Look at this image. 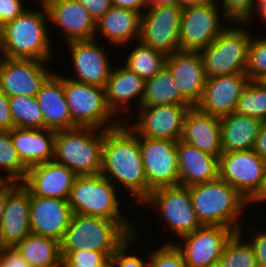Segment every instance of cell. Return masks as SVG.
<instances>
[{
    "instance_id": "ba28073f",
    "label": "cell",
    "mask_w": 266,
    "mask_h": 267,
    "mask_svg": "<svg viewBox=\"0 0 266 267\" xmlns=\"http://www.w3.org/2000/svg\"><path fill=\"white\" fill-rule=\"evenodd\" d=\"M63 89L72 122L76 127L108 130L125 122V119L113 117L115 115L106 103L105 88L82 83L65 75Z\"/></svg>"
},
{
    "instance_id": "60d3db41",
    "label": "cell",
    "mask_w": 266,
    "mask_h": 267,
    "mask_svg": "<svg viewBox=\"0 0 266 267\" xmlns=\"http://www.w3.org/2000/svg\"><path fill=\"white\" fill-rule=\"evenodd\" d=\"M138 237V232L131 235L110 257L109 267H148V259L144 261L137 255H132L128 251L130 245L136 242L135 239Z\"/></svg>"
},
{
    "instance_id": "7c38bea8",
    "label": "cell",
    "mask_w": 266,
    "mask_h": 267,
    "mask_svg": "<svg viewBox=\"0 0 266 267\" xmlns=\"http://www.w3.org/2000/svg\"><path fill=\"white\" fill-rule=\"evenodd\" d=\"M178 141L139 137L143 169L151 191L179 185Z\"/></svg>"
},
{
    "instance_id": "db71d44e",
    "label": "cell",
    "mask_w": 266,
    "mask_h": 267,
    "mask_svg": "<svg viewBox=\"0 0 266 267\" xmlns=\"http://www.w3.org/2000/svg\"><path fill=\"white\" fill-rule=\"evenodd\" d=\"M60 267H84V266H77V263L72 262L67 256H61Z\"/></svg>"
},
{
    "instance_id": "74e56055",
    "label": "cell",
    "mask_w": 266,
    "mask_h": 267,
    "mask_svg": "<svg viewBox=\"0 0 266 267\" xmlns=\"http://www.w3.org/2000/svg\"><path fill=\"white\" fill-rule=\"evenodd\" d=\"M266 73V38L252 37L248 49L246 74L250 81H256Z\"/></svg>"
},
{
    "instance_id": "d590c367",
    "label": "cell",
    "mask_w": 266,
    "mask_h": 267,
    "mask_svg": "<svg viewBox=\"0 0 266 267\" xmlns=\"http://www.w3.org/2000/svg\"><path fill=\"white\" fill-rule=\"evenodd\" d=\"M0 170L6 172L4 177L12 183H21L28 171L13 146L11 130L0 131ZM0 176L3 174L1 173Z\"/></svg>"
},
{
    "instance_id": "8992f818",
    "label": "cell",
    "mask_w": 266,
    "mask_h": 267,
    "mask_svg": "<svg viewBox=\"0 0 266 267\" xmlns=\"http://www.w3.org/2000/svg\"><path fill=\"white\" fill-rule=\"evenodd\" d=\"M129 237L116 221L73 213L60 241V251L92 250L111 257Z\"/></svg>"
},
{
    "instance_id": "83f0119b",
    "label": "cell",
    "mask_w": 266,
    "mask_h": 267,
    "mask_svg": "<svg viewBox=\"0 0 266 267\" xmlns=\"http://www.w3.org/2000/svg\"><path fill=\"white\" fill-rule=\"evenodd\" d=\"M144 88L145 80L125 65L117 69L112 67L105 86V95L106 103L115 117L120 111H125V113L127 111L128 113L131 110L129 102H133V99L137 100L138 98L137 109L141 107Z\"/></svg>"
},
{
    "instance_id": "6da1fadb",
    "label": "cell",
    "mask_w": 266,
    "mask_h": 267,
    "mask_svg": "<svg viewBox=\"0 0 266 267\" xmlns=\"http://www.w3.org/2000/svg\"><path fill=\"white\" fill-rule=\"evenodd\" d=\"M100 174L115 186L121 185L140 205L149 197L139 137L122 122L104 130Z\"/></svg>"
},
{
    "instance_id": "277c9868",
    "label": "cell",
    "mask_w": 266,
    "mask_h": 267,
    "mask_svg": "<svg viewBox=\"0 0 266 267\" xmlns=\"http://www.w3.org/2000/svg\"><path fill=\"white\" fill-rule=\"evenodd\" d=\"M116 188L101 174L76 176L68 203L73 213L116 221L130 236L134 235L138 228L120 212L122 209Z\"/></svg>"
},
{
    "instance_id": "7bdbcfd3",
    "label": "cell",
    "mask_w": 266,
    "mask_h": 267,
    "mask_svg": "<svg viewBox=\"0 0 266 267\" xmlns=\"http://www.w3.org/2000/svg\"><path fill=\"white\" fill-rule=\"evenodd\" d=\"M25 10L22 0H0V27L14 20Z\"/></svg>"
},
{
    "instance_id": "ee69618b",
    "label": "cell",
    "mask_w": 266,
    "mask_h": 267,
    "mask_svg": "<svg viewBox=\"0 0 266 267\" xmlns=\"http://www.w3.org/2000/svg\"><path fill=\"white\" fill-rule=\"evenodd\" d=\"M0 267H30V265L13 246H1Z\"/></svg>"
},
{
    "instance_id": "3957f363",
    "label": "cell",
    "mask_w": 266,
    "mask_h": 267,
    "mask_svg": "<svg viewBox=\"0 0 266 267\" xmlns=\"http://www.w3.org/2000/svg\"><path fill=\"white\" fill-rule=\"evenodd\" d=\"M188 188L193 209L202 225H220L236 233L243 229L241 214L245 212L248 200L232 185L218 177Z\"/></svg>"
},
{
    "instance_id": "f5cc1de1",
    "label": "cell",
    "mask_w": 266,
    "mask_h": 267,
    "mask_svg": "<svg viewBox=\"0 0 266 267\" xmlns=\"http://www.w3.org/2000/svg\"><path fill=\"white\" fill-rule=\"evenodd\" d=\"M180 0H151L149 5H179Z\"/></svg>"
},
{
    "instance_id": "4dcf8cb0",
    "label": "cell",
    "mask_w": 266,
    "mask_h": 267,
    "mask_svg": "<svg viewBox=\"0 0 266 267\" xmlns=\"http://www.w3.org/2000/svg\"><path fill=\"white\" fill-rule=\"evenodd\" d=\"M13 247L30 267H60V242L54 238L30 233Z\"/></svg>"
},
{
    "instance_id": "ffe728a7",
    "label": "cell",
    "mask_w": 266,
    "mask_h": 267,
    "mask_svg": "<svg viewBox=\"0 0 266 267\" xmlns=\"http://www.w3.org/2000/svg\"><path fill=\"white\" fill-rule=\"evenodd\" d=\"M76 174L54 160L28 168L21 184L31 196L68 200Z\"/></svg>"
},
{
    "instance_id": "9a60e30c",
    "label": "cell",
    "mask_w": 266,
    "mask_h": 267,
    "mask_svg": "<svg viewBox=\"0 0 266 267\" xmlns=\"http://www.w3.org/2000/svg\"><path fill=\"white\" fill-rule=\"evenodd\" d=\"M236 232L220 225H202L192 233L182 236L181 250L186 267H207L218 263L226 243Z\"/></svg>"
},
{
    "instance_id": "f6af8a7d",
    "label": "cell",
    "mask_w": 266,
    "mask_h": 267,
    "mask_svg": "<svg viewBox=\"0 0 266 267\" xmlns=\"http://www.w3.org/2000/svg\"><path fill=\"white\" fill-rule=\"evenodd\" d=\"M254 233V234H253ZM252 238L248 242L251 244L256 255L258 267H266V230L252 232Z\"/></svg>"
},
{
    "instance_id": "44dd1931",
    "label": "cell",
    "mask_w": 266,
    "mask_h": 267,
    "mask_svg": "<svg viewBox=\"0 0 266 267\" xmlns=\"http://www.w3.org/2000/svg\"><path fill=\"white\" fill-rule=\"evenodd\" d=\"M166 66L182 97L191 106H196L201 100L207 79L200 51H175L167 56Z\"/></svg>"
},
{
    "instance_id": "5bb4252c",
    "label": "cell",
    "mask_w": 266,
    "mask_h": 267,
    "mask_svg": "<svg viewBox=\"0 0 266 267\" xmlns=\"http://www.w3.org/2000/svg\"><path fill=\"white\" fill-rule=\"evenodd\" d=\"M191 105L166 104L139 107L138 121L126 124L138 137L179 141Z\"/></svg>"
},
{
    "instance_id": "52a82bcc",
    "label": "cell",
    "mask_w": 266,
    "mask_h": 267,
    "mask_svg": "<svg viewBox=\"0 0 266 267\" xmlns=\"http://www.w3.org/2000/svg\"><path fill=\"white\" fill-rule=\"evenodd\" d=\"M246 25L230 22L212 43L200 51L207 78L246 73L248 49L253 36L244 28Z\"/></svg>"
},
{
    "instance_id": "94428289",
    "label": "cell",
    "mask_w": 266,
    "mask_h": 267,
    "mask_svg": "<svg viewBox=\"0 0 266 267\" xmlns=\"http://www.w3.org/2000/svg\"><path fill=\"white\" fill-rule=\"evenodd\" d=\"M207 267H222V266H221V264L218 262V263L209 265V266H207Z\"/></svg>"
},
{
    "instance_id": "9c48e42d",
    "label": "cell",
    "mask_w": 266,
    "mask_h": 267,
    "mask_svg": "<svg viewBox=\"0 0 266 267\" xmlns=\"http://www.w3.org/2000/svg\"><path fill=\"white\" fill-rule=\"evenodd\" d=\"M218 2L214 0L182 8L179 30L181 50L201 51L227 27L229 20L221 13Z\"/></svg>"
},
{
    "instance_id": "f907efd6",
    "label": "cell",
    "mask_w": 266,
    "mask_h": 267,
    "mask_svg": "<svg viewBox=\"0 0 266 267\" xmlns=\"http://www.w3.org/2000/svg\"><path fill=\"white\" fill-rule=\"evenodd\" d=\"M266 201V171H265V175L264 178L261 182V185L259 187V189L255 192V194L248 200V205H252L258 203H262ZM256 202V203H255Z\"/></svg>"
},
{
    "instance_id": "5b68a950",
    "label": "cell",
    "mask_w": 266,
    "mask_h": 267,
    "mask_svg": "<svg viewBox=\"0 0 266 267\" xmlns=\"http://www.w3.org/2000/svg\"><path fill=\"white\" fill-rule=\"evenodd\" d=\"M103 137L104 130L90 127L57 131L53 160L77 176L100 174Z\"/></svg>"
},
{
    "instance_id": "7a4b0ae2",
    "label": "cell",
    "mask_w": 266,
    "mask_h": 267,
    "mask_svg": "<svg viewBox=\"0 0 266 267\" xmlns=\"http://www.w3.org/2000/svg\"><path fill=\"white\" fill-rule=\"evenodd\" d=\"M39 4L41 10L26 9L14 20L0 27V47L3 57L51 61L54 52L47 28L49 22H46L49 15L42 0H39Z\"/></svg>"
},
{
    "instance_id": "4316f807",
    "label": "cell",
    "mask_w": 266,
    "mask_h": 267,
    "mask_svg": "<svg viewBox=\"0 0 266 267\" xmlns=\"http://www.w3.org/2000/svg\"><path fill=\"white\" fill-rule=\"evenodd\" d=\"M56 132L53 130L14 127L11 130L13 146L21 162L30 168L54 158Z\"/></svg>"
},
{
    "instance_id": "6f0895ef",
    "label": "cell",
    "mask_w": 266,
    "mask_h": 267,
    "mask_svg": "<svg viewBox=\"0 0 266 267\" xmlns=\"http://www.w3.org/2000/svg\"><path fill=\"white\" fill-rule=\"evenodd\" d=\"M256 81L260 83L262 86L266 87V73L260 76Z\"/></svg>"
},
{
    "instance_id": "f1b7e54d",
    "label": "cell",
    "mask_w": 266,
    "mask_h": 267,
    "mask_svg": "<svg viewBox=\"0 0 266 267\" xmlns=\"http://www.w3.org/2000/svg\"><path fill=\"white\" fill-rule=\"evenodd\" d=\"M141 14L132 10L112 6L98 21H96L94 39L105 38L114 46L128 45L140 36ZM101 37H96V34Z\"/></svg>"
},
{
    "instance_id": "d6a6232c",
    "label": "cell",
    "mask_w": 266,
    "mask_h": 267,
    "mask_svg": "<svg viewBox=\"0 0 266 267\" xmlns=\"http://www.w3.org/2000/svg\"><path fill=\"white\" fill-rule=\"evenodd\" d=\"M129 52L125 66L145 81L154 77L166 66L167 54L137 42Z\"/></svg>"
},
{
    "instance_id": "8d00e7d4",
    "label": "cell",
    "mask_w": 266,
    "mask_h": 267,
    "mask_svg": "<svg viewBox=\"0 0 266 267\" xmlns=\"http://www.w3.org/2000/svg\"><path fill=\"white\" fill-rule=\"evenodd\" d=\"M235 112L266 121V87L250 81L238 99Z\"/></svg>"
},
{
    "instance_id": "681fc988",
    "label": "cell",
    "mask_w": 266,
    "mask_h": 267,
    "mask_svg": "<svg viewBox=\"0 0 266 267\" xmlns=\"http://www.w3.org/2000/svg\"><path fill=\"white\" fill-rule=\"evenodd\" d=\"M253 150L266 161V121H262Z\"/></svg>"
},
{
    "instance_id": "f35d334b",
    "label": "cell",
    "mask_w": 266,
    "mask_h": 267,
    "mask_svg": "<svg viewBox=\"0 0 266 267\" xmlns=\"http://www.w3.org/2000/svg\"><path fill=\"white\" fill-rule=\"evenodd\" d=\"M148 257V267H186L181 250L174 241L162 244Z\"/></svg>"
},
{
    "instance_id": "e575fe53",
    "label": "cell",
    "mask_w": 266,
    "mask_h": 267,
    "mask_svg": "<svg viewBox=\"0 0 266 267\" xmlns=\"http://www.w3.org/2000/svg\"><path fill=\"white\" fill-rule=\"evenodd\" d=\"M242 233H235L226 243L219 260L222 267H258L254 249L242 239Z\"/></svg>"
},
{
    "instance_id": "d4e9b609",
    "label": "cell",
    "mask_w": 266,
    "mask_h": 267,
    "mask_svg": "<svg viewBox=\"0 0 266 267\" xmlns=\"http://www.w3.org/2000/svg\"><path fill=\"white\" fill-rule=\"evenodd\" d=\"M180 140L219 158L223 153L220 118L205 113L196 106L190 107Z\"/></svg>"
},
{
    "instance_id": "9f6ffc18",
    "label": "cell",
    "mask_w": 266,
    "mask_h": 267,
    "mask_svg": "<svg viewBox=\"0 0 266 267\" xmlns=\"http://www.w3.org/2000/svg\"><path fill=\"white\" fill-rule=\"evenodd\" d=\"M5 207V187L0 191V222L4 213Z\"/></svg>"
},
{
    "instance_id": "30bf717a",
    "label": "cell",
    "mask_w": 266,
    "mask_h": 267,
    "mask_svg": "<svg viewBox=\"0 0 266 267\" xmlns=\"http://www.w3.org/2000/svg\"><path fill=\"white\" fill-rule=\"evenodd\" d=\"M150 204L157 209L160 217L166 221V227L175 237L192 233L202 224L197 219L193 209L190 190L186 186L161 187L151 191L149 197L142 203Z\"/></svg>"
},
{
    "instance_id": "11a10c76",
    "label": "cell",
    "mask_w": 266,
    "mask_h": 267,
    "mask_svg": "<svg viewBox=\"0 0 266 267\" xmlns=\"http://www.w3.org/2000/svg\"><path fill=\"white\" fill-rule=\"evenodd\" d=\"M256 10L259 12V17L262 18L263 22L266 24V2L260 3L257 7Z\"/></svg>"
},
{
    "instance_id": "680465c9",
    "label": "cell",
    "mask_w": 266,
    "mask_h": 267,
    "mask_svg": "<svg viewBox=\"0 0 266 267\" xmlns=\"http://www.w3.org/2000/svg\"><path fill=\"white\" fill-rule=\"evenodd\" d=\"M9 182L6 180L4 176H0V191L8 184Z\"/></svg>"
},
{
    "instance_id": "2e32d148",
    "label": "cell",
    "mask_w": 266,
    "mask_h": 267,
    "mask_svg": "<svg viewBox=\"0 0 266 267\" xmlns=\"http://www.w3.org/2000/svg\"><path fill=\"white\" fill-rule=\"evenodd\" d=\"M47 63L35 59L0 57V88L8 97H35L41 86L54 73L53 70L46 69Z\"/></svg>"
},
{
    "instance_id": "836d02e7",
    "label": "cell",
    "mask_w": 266,
    "mask_h": 267,
    "mask_svg": "<svg viewBox=\"0 0 266 267\" xmlns=\"http://www.w3.org/2000/svg\"><path fill=\"white\" fill-rule=\"evenodd\" d=\"M9 108L14 127L28 129H43L44 117L35 97L11 96Z\"/></svg>"
},
{
    "instance_id": "7dc6e473",
    "label": "cell",
    "mask_w": 266,
    "mask_h": 267,
    "mask_svg": "<svg viewBox=\"0 0 266 267\" xmlns=\"http://www.w3.org/2000/svg\"><path fill=\"white\" fill-rule=\"evenodd\" d=\"M13 128L14 124L9 108V97L0 88V131H10Z\"/></svg>"
},
{
    "instance_id": "816d5d0a",
    "label": "cell",
    "mask_w": 266,
    "mask_h": 267,
    "mask_svg": "<svg viewBox=\"0 0 266 267\" xmlns=\"http://www.w3.org/2000/svg\"><path fill=\"white\" fill-rule=\"evenodd\" d=\"M211 1H214V0H180L179 1V5L182 8H186V7H189V6L205 4V3H208V2H211Z\"/></svg>"
},
{
    "instance_id": "ab89813d",
    "label": "cell",
    "mask_w": 266,
    "mask_h": 267,
    "mask_svg": "<svg viewBox=\"0 0 266 267\" xmlns=\"http://www.w3.org/2000/svg\"><path fill=\"white\" fill-rule=\"evenodd\" d=\"M218 4L223 15L231 23L250 24L253 19L255 10L253 0H221Z\"/></svg>"
},
{
    "instance_id": "1f68e13d",
    "label": "cell",
    "mask_w": 266,
    "mask_h": 267,
    "mask_svg": "<svg viewBox=\"0 0 266 267\" xmlns=\"http://www.w3.org/2000/svg\"><path fill=\"white\" fill-rule=\"evenodd\" d=\"M166 104L190 105L181 95L171 71L165 66L154 77L145 81L141 107Z\"/></svg>"
},
{
    "instance_id": "d6986e66",
    "label": "cell",
    "mask_w": 266,
    "mask_h": 267,
    "mask_svg": "<svg viewBox=\"0 0 266 267\" xmlns=\"http://www.w3.org/2000/svg\"><path fill=\"white\" fill-rule=\"evenodd\" d=\"M249 82L246 73L207 78L201 100L196 107L219 118L229 115L235 112L238 99Z\"/></svg>"
},
{
    "instance_id": "ac0fdd59",
    "label": "cell",
    "mask_w": 266,
    "mask_h": 267,
    "mask_svg": "<svg viewBox=\"0 0 266 267\" xmlns=\"http://www.w3.org/2000/svg\"><path fill=\"white\" fill-rule=\"evenodd\" d=\"M30 192L21 183L5 186V207L0 222V245L14 246L30 231Z\"/></svg>"
},
{
    "instance_id": "f546056e",
    "label": "cell",
    "mask_w": 266,
    "mask_h": 267,
    "mask_svg": "<svg viewBox=\"0 0 266 267\" xmlns=\"http://www.w3.org/2000/svg\"><path fill=\"white\" fill-rule=\"evenodd\" d=\"M261 124L260 119L237 112L220 117L222 152L253 149Z\"/></svg>"
},
{
    "instance_id": "b9f144b4",
    "label": "cell",
    "mask_w": 266,
    "mask_h": 267,
    "mask_svg": "<svg viewBox=\"0 0 266 267\" xmlns=\"http://www.w3.org/2000/svg\"><path fill=\"white\" fill-rule=\"evenodd\" d=\"M61 256H67L77 266L84 267H109L110 256L105 252L92 250H77L72 252H61Z\"/></svg>"
},
{
    "instance_id": "c3c4849f",
    "label": "cell",
    "mask_w": 266,
    "mask_h": 267,
    "mask_svg": "<svg viewBox=\"0 0 266 267\" xmlns=\"http://www.w3.org/2000/svg\"><path fill=\"white\" fill-rule=\"evenodd\" d=\"M113 6L118 8H124L135 12L143 13L148 7V3L145 0H112Z\"/></svg>"
},
{
    "instance_id": "bcb514c9",
    "label": "cell",
    "mask_w": 266,
    "mask_h": 267,
    "mask_svg": "<svg viewBox=\"0 0 266 267\" xmlns=\"http://www.w3.org/2000/svg\"><path fill=\"white\" fill-rule=\"evenodd\" d=\"M91 14L92 18L98 21L112 6V0H78Z\"/></svg>"
},
{
    "instance_id": "603a6c76",
    "label": "cell",
    "mask_w": 266,
    "mask_h": 267,
    "mask_svg": "<svg viewBox=\"0 0 266 267\" xmlns=\"http://www.w3.org/2000/svg\"><path fill=\"white\" fill-rule=\"evenodd\" d=\"M50 22L62 29L66 42L91 40L96 22L78 0H42Z\"/></svg>"
},
{
    "instance_id": "7402d4cb",
    "label": "cell",
    "mask_w": 266,
    "mask_h": 267,
    "mask_svg": "<svg viewBox=\"0 0 266 267\" xmlns=\"http://www.w3.org/2000/svg\"><path fill=\"white\" fill-rule=\"evenodd\" d=\"M73 211L68 200L37 197L30 194V231L61 241L70 224Z\"/></svg>"
},
{
    "instance_id": "cb8c5ba5",
    "label": "cell",
    "mask_w": 266,
    "mask_h": 267,
    "mask_svg": "<svg viewBox=\"0 0 266 267\" xmlns=\"http://www.w3.org/2000/svg\"><path fill=\"white\" fill-rule=\"evenodd\" d=\"M60 74L54 72L35 96L44 117V128L55 132L76 128L63 89V75Z\"/></svg>"
},
{
    "instance_id": "8fae6325",
    "label": "cell",
    "mask_w": 266,
    "mask_h": 267,
    "mask_svg": "<svg viewBox=\"0 0 266 267\" xmlns=\"http://www.w3.org/2000/svg\"><path fill=\"white\" fill-rule=\"evenodd\" d=\"M180 5H148L141 14L139 42L167 55L179 51Z\"/></svg>"
},
{
    "instance_id": "91938a15",
    "label": "cell",
    "mask_w": 266,
    "mask_h": 267,
    "mask_svg": "<svg viewBox=\"0 0 266 267\" xmlns=\"http://www.w3.org/2000/svg\"><path fill=\"white\" fill-rule=\"evenodd\" d=\"M254 2V8H256L260 3L266 2V0H253Z\"/></svg>"
},
{
    "instance_id": "4fadbf2b",
    "label": "cell",
    "mask_w": 266,
    "mask_h": 267,
    "mask_svg": "<svg viewBox=\"0 0 266 267\" xmlns=\"http://www.w3.org/2000/svg\"><path fill=\"white\" fill-rule=\"evenodd\" d=\"M266 171V161L253 149L222 153L219 177L249 200L259 189Z\"/></svg>"
},
{
    "instance_id": "e0dca14e",
    "label": "cell",
    "mask_w": 266,
    "mask_h": 267,
    "mask_svg": "<svg viewBox=\"0 0 266 267\" xmlns=\"http://www.w3.org/2000/svg\"><path fill=\"white\" fill-rule=\"evenodd\" d=\"M71 52L76 78H69L105 88L111 72L108 52L96 39L73 41L66 44Z\"/></svg>"
},
{
    "instance_id": "484cf974",
    "label": "cell",
    "mask_w": 266,
    "mask_h": 267,
    "mask_svg": "<svg viewBox=\"0 0 266 267\" xmlns=\"http://www.w3.org/2000/svg\"><path fill=\"white\" fill-rule=\"evenodd\" d=\"M179 185L190 187L219 177V158L179 140L177 143Z\"/></svg>"
}]
</instances>
